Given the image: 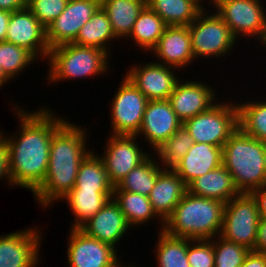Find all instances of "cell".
<instances>
[{
  "instance_id": "f35d334b",
  "label": "cell",
  "mask_w": 266,
  "mask_h": 267,
  "mask_svg": "<svg viewBox=\"0 0 266 267\" xmlns=\"http://www.w3.org/2000/svg\"><path fill=\"white\" fill-rule=\"evenodd\" d=\"M3 135L4 133L2 132V135L0 136V180L6 178L7 185L12 187L9 170V150Z\"/></svg>"
},
{
  "instance_id": "d6a6232c",
  "label": "cell",
  "mask_w": 266,
  "mask_h": 267,
  "mask_svg": "<svg viewBox=\"0 0 266 267\" xmlns=\"http://www.w3.org/2000/svg\"><path fill=\"white\" fill-rule=\"evenodd\" d=\"M237 106L239 128L246 135L266 143V100L243 101Z\"/></svg>"
},
{
  "instance_id": "f1b7e54d",
  "label": "cell",
  "mask_w": 266,
  "mask_h": 267,
  "mask_svg": "<svg viewBox=\"0 0 266 267\" xmlns=\"http://www.w3.org/2000/svg\"><path fill=\"white\" fill-rule=\"evenodd\" d=\"M167 25L163 19L146 6L137 17L129 37L142 50L152 51L158 44Z\"/></svg>"
},
{
  "instance_id": "ee69618b",
  "label": "cell",
  "mask_w": 266,
  "mask_h": 267,
  "mask_svg": "<svg viewBox=\"0 0 266 267\" xmlns=\"http://www.w3.org/2000/svg\"><path fill=\"white\" fill-rule=\"evenodd\" d=\"M10 14L9 11L0 10V42L5 41Z\"/></svg>"
},
{
  "instance_id": "ab89813d",
  "label": "cell",
  "mask_w": 266,
  "mask_h": 267,
  "mask_svg": "<svg viewBox=\"0 0 266 267\" xmlns=\"http://www.w3.org/2000/svg\"><path fill=\"white\" fill-rule=\"evenodd\" d=\"M254 251L266 254V218L261 217L257 227Z\"/></svg>"
},
{
  "instance_id": "7c38bea8",
  "label": "cell",
  "mask_w": 266,
  "mask_h": 267,
  "mask_svg": "<svg viewBox=\"0 0 266 267\" xmlns=\"http://www.w3.org/2000/svg\"><path fill=\"white\" fill-rule=\"evenodd\" d=\"M110 137V138H109ZM102 159L110 182L116 186L133 168L151 154L141 150L136 135H109ZM136 142V143H135ZM140 146V147H139Z\"/></svg>"
},
{
  "instance_id": "ac0fdd59",
  "label": "cell",
  "mask_w": 266,
  "mask_h": 267,
  "mask_svg": "<svg viewBox=\"0 0 266 267\" xmlns=\"http://www.w3.org/2000/svg\"><path fill=\"white\" fill-rule=\"evenodd\" d=\"M204 82L179 80L168 98L177 118L183 123L186 120L207 111L217 102L216 91Z\"/></svg>"
},
{
  "instance_id": "603a6c76",
  "label": "cell",
  "mask_w": 266,
  "mask_h": 267,
  "mask_svg": "<svg viewBox=\"0 0 266 267\" xmlns=\"http://www.w3.org/2000/svg\"><path fill=\"white\" fill-rule=\"evenodd\" d=\"M187 191L197 196L218 200L225 204L240 194L234 185L232 175L223 164L207 174L194 179L187 186Z\"/></svg>"
},
{
  "instance_id": "9c48e42d",
  "label": "cell",
  "mask_w": 266,
  "mask_h": 267,
  "mask_svg": "<svg viewBox=\"0 0 266 267\" xmlns=\"http://www.w3.org/2000/svg\"><path fill=\"white\" fill-rule=\"evenodd\" d=\"M212 6L237 40L239 36L241 39L248 36L263 45L266 40V10L260 0H215Z\"/></svg>"
},
{
  "instance_id": "f6af8a7d",
  "label": "cell",
  "mask_w": 266,
  "mask_h": 267,
  "mask_svg": "<svg viewBox=\"0 0 266 267\" xmlns=\"http://www.w3.org/2000/svg\"><path fill=\"white\" fill-rule=\"evenodd\" d=\"M11 81V79L6 75V73L3 71L2 67L0 66V88L4 86V84H7V81Z\"/></svg>"
},
{
  "instance_id": "bcb514c9",
  "label": "cell",
  "mask_w": 266,
  "mask_h": 267,
  "mask_svg": "<svg viewBox=\"0 0 266 267\" xmlns=\"http://www.w3.org/2000/svg\"><path fill=\"white\" fill-rule=\"evenodd\" d=\"M196 3H198L203 9H204V4L202 5V1L204 2L205 0H194ZM214 2H215V0H210V4L212 3L213 5H214Z\"/></svg>"
},
{
  "instance_id": "cb8c5ba5",
  "label": "cell",
  "mask_w": 266,
  "mask_h": 267,
  "mask_svg": "<svg viewBox=\"0 0 266 267\" xmlns=\"http://www.w3.org/2000/svg\"><path fill=\"white\" fill-rule=\"evenodd\" d=\"M100 6L109 18L115 37L128 39L147 0H100Z\"/></svg>"
},
{
  "instance_id": "9a60e30c",
  "label": "cell",
  "mask_w": 266,
  "mask_h": 267,
  "mask_svg": "<svg viewBox=\"0 0 266 267\" xmlns=\"http://www.w3.org/2000/svg\"><path fill=\"white\" fill-rule=\"evenodd\" d=\"M41 235L33 227L0 236V267H37Z\"/></svg>"
},
{
  "instance_id": "52a82bcc",
  "label": "cell",
  "mask_w": 266,
  "mask_h": 267,
  "mask_svg": "<svg viewBox=\"0 0 266 267\" xmlns=\"http://www.w3.org/2000/svg\"><path fill=\"white\" fill-rule=\"evenodd\" d=\"M207 11L210 10L204 8L188 26L194 58L226 57L238 40L216 11L211 15Z\"/></svg>"
},
{
  "instance_id": "83f0119b",
  "label": "cell",
  "mask_w": 266,
  "mask_h": 267,
  "mask_svg": "<svg viewBox=\"0 0 266 267\" xmlns=\"http://www.w3.org/2000/svg\"><path fill=\"white\" fill-rule=\"evenodd\" d=\"M167 26H189L203 10L194 0H147Z\"/></svg>"
},
{
  "instance_id": "8fae6325",
  "label": "cell",
  "mask_w": 266,
  "mask_h": 267,
  "mask_svg": "<svg viewBox=\"0 0 266 267\" xmlns=\"http://www.w3.org/2000/svg\"><path fill=\"white\" fill-rule=\"evenodd\" d=\"M67 263L69 267H123L117 249L98 239L87 236L79 228L69 231ZM122 264V265H121Z\"/></svg>"
},
{
  "instance_id": "e575fe53",
  "label": "cell",
  "mask_w": 266,
  "mask_h": 267,
  "mask_svg": "<svg viewBox=\"0 0 266 267\" xmlns=\"http://www.w3.org/2000/svg\"><path fill=\"white\" fill-rule=\"evenodd\" d=\"M35 61L36 57L25 48L6 41L0 42V66L10 79L17 78Z\"/></svg>"
},
{
  "instance_id": "1f68e13d",
  "label": "cell",
  "mask_w": 266,
  "mask_h": 267,
  "mask_svg": "<svg viewBox=\"0 0 266 267\" xmlns=\"http://www.w3.org/2000/svg\"><path fill=\"white\" fill-rule=\"evenodd\" d=\"M156 247L158 267H191L187 258V239L159 230Z\"/></svg>"
},
{
  "instance_id": "ffe728a7",
  "label": "cell",
  "mask_w": 266,
  "mask_h": 267,
  "mask_svg": "<svg viewBox=\"0 0 266 267\" xmlns=\"http://www.w3.org/2000/svg\"><path fill=\"white\" fill-rule=\"evenodd\" d=\"M150 53L155 54L158 63L162 65L174 67L176 70L188 67L195 60L188 26H167Z\"/></svg>"
},
{
  "instance_id": "ba28073f",
  "label": "cell",
  "mask_w": 266,
  "mask_h": 267,
  "mask_svg": "<svg viewBox=\"0 0 266 267\" xmlns=\"http://www.w3.org/2000/svg\"><path fill=\"white\" fill-rule=\"evenodd\" d=\"M260 218L256 199L240 193L225 204L220 236L254 250Z\"/></svg>"
},
{
  "instance_id": "6da1fadb",
  "label": "cell",
  "mask_w": 266,
  "mask_h": 267,
  "mask_svg": "<svg viewBox=\"0 0 266 267\" xmlns=\"http://www.w3.org/2000/svg\"><path fill=\"white\" fill-rule=\"evenodd\" d=\"M15 109L21 128L11 136H4L9 150L10 178L12 186L33 193L46 177L51 137L66 119L47 106L39 107L36 112L18 106Z\"/></svg>"
},
{
  "instance_id": "836d02e7",
  "label": "cell",
  "mask_w": 266,
  "mask_h": 267,
  "mask_svg": "<svg viewBox=\"0 0 266 267\" xmlns=\"http://www.w3.org/2000/svg\"><path fill=\"white\" fill-rule=\"evenodd\" d=\"M194 143V139L182 125L170 138L154 150L153 156L154 154L158 155L157 158L161 162L158 164H161L163 169H173Z\"/></svg>"
},
{
  "instance_id": "d590c367",
  "label": "cell",
  "mask_w": 266,
  "mask_h": 267,
  "mask_svg": "<svg viewBox=\"0 0 266 267\" xmlns=\"http://www.w3.org/2000/svg\"><path fill=\"white\" fill-rule=\"evenodd\" d=\"M214 267H241L250 250L234 242L222 238H213Z\"/></svg>"
},
{
  "instance_id": "c3c4849f",
  "label": "cell",
  "mask_w": 266,
  "mask_h": 267,
  "mask_svg": "<svg viewBox=\"0 0 266 267\" xmlns=\"http://www.w3.org/2000/svg\"><path fill=\"white\" fill-rule=\"evenodd\" d=\"M264 45H263V48H264V46H265V48H266V40H265V42L263 43Z\"/></svg>"
},
{
  "instance_id": "3957f363",
  "label": "cell",
  "mask_w": 266,
  "mask_h": 267,
  "mask_svg": "<svg viewBox=\"0 0 266 267\" xmlns=\"http://www.w3.org/2000/svg\"><path fill=\"white\" fill-rule=\"evenodd\" d=\"M225 203L188 191L165 220L163 230L190 240H209L220 235Z\"/></svg>"
},
{
  "instance_id": "7bdbcfd3",
  "label": "cell",
  "mask_w": 266,
  "mask_h": 267,
  "mask_svg": "<svg viewBox=\"0 0 266 267\" xmlns=\"http://www.w3.org/2000/svg\"><path fill=\"white\" fill-rule=\"evenodd\" d=\"M27 8V0H0V10L16 12Z\"/></svg>"
},
{
  "instance_id": "5b68a950",
  "label": "cell",
  "mask_w": 266,
  "mask_h": 267,
  "mask_svg": "<svg viewBox=\"0 0 266 267\" xmlns=\"http://www.w3.org/2000/svg\"><path fill=\"white\" fill-rule=\"evenodd\" d=\"M110 56L96 47L74 43L58 45L50 49L47 59V80L51 83L86 77L102 76L109 70Z\"/></svg>"
},
{
  "instance_id": "f546056e",
  "label": "cell",
  "mask_w": 266,
  "mask_h": 267,
  "mask_svg": "<svg viewBox=\"0 0 266 267\" xmlns=\"http://www.w3.org/2000/svg\"><path fill=\"white\" fill-rule=\"evenodd\" d=\"M91 150L79 166L72 190H114L102 159Z\"/></svg>"
},
{
  "instance_id": "4fadbf2b",
  "label": "cell",
  "mask_w": 266,
  "mask_h": 267,
  "mask_svg": "<svg viewBox=\"0 0 266 267\" xmlns=\"http://www.w3.org/2000/svg\"><path fill=\"white\" fill-rule=\"evenodd\" d=\"M100 7V0H68L64 11L46 28L49 48L72 43Z\"/></svg>"
},
{
  "instance_id": "4316f807",
  "label": "cell",
  "mask_w": 266,
  "mask_h": 267,
  "mask_svg": "<svg viewBox=\"0 0 266 267\" xmlns=\"http://www.w3.org/2000/svg\"><path fill=\"white\" fill-rule=\"evenodd\" d=\"M118 40L112 31L106 12L100 6L87 21L72 42L80 46L96 47L110 54L109 43ZM108 44V45H107Z\"/></svg>"
},
{
  "instance_id": "7a4b0ae2",
  "label": "cell",
  "mask_w": 266,
  "mask_h": 267,
  "mask_svg": "<svg viewBox=\"0 0 266 267\" xmlns=\"http://www.w3.org/2000/svg\"><path fill=\"white\" fill-rule=\"evenodd\" d=\"M66 121L51 137L46 177L32 193L39 205L49 208L75 185L81 162L91 152L87 149V129Z\"/></svg>"
},
{
  "instance_id": "44dd1931",
  "label": "cell",
  "mask_w": 266,
  "mask_h": 267,
  "mask_svg": "<svg viewBox=\"0 0 266 267\" xmlns=\"http://www.w3.org/2000/svg\"><path fill=\"white\" fill-rule=\"evenodd\" d=\"M220 165H222V147L208 143H194L173 170L188 186L194 179Z\"/></svg>"
},
{
  "instance_id": "d6986e66",
  "label": "cell",
  "mask_w": 266,
  "mask_h": 267,
  "mask_svg": "<svg viewBox=\"0 0 266 267\" xmlns=\"http://www.w3.org/2000/svg\"><path fill=\"white\" fill-rule=\"evenodd\" d=\"M79 229L87 236L116 248L122 237L127 234L126 232L130 229V226L120 206L112 197L100 211L86 221Z\"/></svg>"
},
{
  "instance_id": "484cf974",
  "label": "cell",
  "mask_w": 266,
  "mask_h": 267,
  "mask_svg": "<svg viewBox=\"0 0 266 267\" xmlns=\"http://www.w3.org/2000/svg\"><path fill=\"white\" fill-rule=\"evenodd\" d=\"M113 199L120 206L127 223L132 229L135 226L141 227L143 224L151 222L150 220L158 218L162 227L160 230H163L164 221L153 210L148 196L124 190H113Z\"/></svg>"
},
{
  "instance_id": "8992f818",
  "label": "cell",
  "mask_w": 266,
  "mask_h": 267,
  "mask_svg": "<svg viewBox=\"0 0 266 267\" xmlns=\"http://www.w3.org/2000/svg\"><path fill=\"white\" fill-rule=\"evenodd\" d=\"M225 101L214 104L210 109L186 120V128L195 143H208L222 147L238 129L237 103Z\"/></svg>"
},
{
  "instance_id": "4dcf8cb0",
  "label": "cell",
  "mask_w": 266,
  "mask_h": 267,
  "mask_svg": "<svg viewBox=\"0 0 266 267\" xmlns=\"http://www.w3.org/2000/svg\"><path fill=\"white\" fill-rule=\"evenodd\" d=\"M163 168L158 165L151 155L140 165L133 168L119 183L114 190H124L132 193L149 196L159 173Z\"/></svg>"
},
{
  "instance_id": "5bb4252c",
  "label": "cell",
  "mask_w": 266,
  "mask_h": 267,
  "mask_svg": "<svg viewBox=\"0 0 266 267\" xmlns=\"http://www.w3.org/2000/svg\"><path fill=\"white\" fill-rule=\"evenodd\" d=\"M5 41L25 48L37 59L42 56L40 59L46 61L49 57L46 28L28 8L11 12Z\"/></svg>"
},
{
  "instance_id": "277c9868",
  "label": "cell",
  "mask_w": 266,
  "mask_h": 267,
  "mask_svg": "<svg viewBox=\"0 0 266 267\" xmlns=\"http://www.w3.org/2000/svg\"><path fill=\"white\" fill-rule=\"evenodd\" d=\"M222 164L239 193L251 194L266 185V143L239 127L223 145Z\"/></svg>"
},
{
  "instance_id": "d4e9b609",
  "label": "cell",
  "mask_w": 266,
  "mask_h": 267,
  "mask_svg": "<svg viewBox=\"0 0 266 267\" xmlns=\"http://www.w3.org/2000/svg\"><path fill=\"white\" fill-rule=\"evenodd\" d=\"M113 197V190H71L61 201L69 204L74 223L71 228H80L86 221L100 211ZM64 199V200H63Z\"/></svg>"
},
{
  "instance_id": "7402d4cb",
  "label": "cell",
  "mask_w": 266,
  "mask_h": 267,
  "mask_svg": "<svg viewBox=\"0 0 266 267\" xmlns=\"http://www.w3.org/2000/svg\"><path fill=\"white\" fill-rule=\"evenodd\" d=\"M186 191L187 186L173 169H163L148 197L155 213L165 222Z\"/></svg>"
},
{
  "instance_id": "60d3db41",
  "label": "cell",
  "mask_w": 266,
  "mask_h": 267,
  "mask_svg": "<svg viewBox=\"0 0 266 267\" xmlns=\"http://www.w3.org/2000/svg\"><path fill=\"white\" fill-rule=\"evenodd\" d=\"M241 267H266V254L250 250Z\"/></svg>"
},
{
  "instance_id": "2e32d148",
  "label": "cell",
  "mask_w": 266,
  "mask_h": 267,
  "mask_svg": "<svg viewBox=\"0 0 266 267\" xmlns=\"http://www.w3.org/2000/svg\"><path fill=\"white\" fill-rule=\"evenodd\" d=\"M140 65L133 64L125 76L148 100L168 99L180 80L174 72L175 68L156 61Z\"/></svg>"
},
{
  "instance_id": "7dc6e473",
  "label": "cell",
  "mask_w": 266,
  "mask_h": 267,
  "mask_svg": "<svg viewBox=\"0 0 266 267\" xmlns=\"http://www.w3.org/2000/svg\"><path fill=\"white\" fill-rule=\"evenodd\" d=\"M124 267H127V265H126V266H124ZM128 267H136V266H134V265H130V266H129V265H128Z\"/></svg>"
},
{
  "instance_id": "b9f144b4",
  "label": "cell",
  "mask_w": 266,
  "mask_h": 267,
  "mask_svg": "<svg viewBox=\"0 0 266 267\" xmlns=\"http://www.w3.org/2000/svg\"><path fill=\"white\" fill-rule=\"evenodd\" d=\"M251 194L257 201L260 217L266 218V185L254 190Z\"/></svg>"
},
{
  "instance_id": "e0dca14e",
  "label": "cell",
  "mask_w": 266,
  "mask_h": 267,
  "mask_svg": "<svg viewBox=\"0 0 266 267\" xmlns=\"http://www.w3.org/2000/svg\"><path fill=\"white\" fill-rule=\"evenodd\" d=\"M182 122L177 118L168 99L149 100L138 136H144L153 151L170 138Z\"/></svg>"
},
{
  "instance_id": "30bf717a",
  "label": "cell",
  "mask_w": 266,
  "mask_h": 267,
  "mask_svg": "<svg viewBox=\"0 0 266 267\" xmlns=\"http://www.w3.org/2000/svg\"><path fill=\"white\" fill-rule=\"evenodd\" d=\"M121 82L110 104V134L137 135L149 100L126 76Z\"/></svg>"
},
{
  "instance_id": "74e56055",
  "label": "cell",
  "mask_w": 266,
  "mask_h": 267,
  "mask_svg": "<svg viewBox=\"0 0 266 267\" xmlns=\"http://www.w3.org/2000/svg\"><path fill=\"white\" fill-rule=\"evenodd\" d=\"M187 258L191 267H214L213 239H187Z\"/></svg>"
},
{
  "instance_id": "8d00e7d4",
  "label": "cell",
  "mask_w": 266,
  "mask_h": 267,
  "mask_svg": "<svg viewBox=\"0 0 266 267\" xmlns=\"http://www.w3.org/2000/svg\"><path fill=\"white\" fill-rule=\"evenodd\" d=\"M68 0H27V8L47 28L65 9Z\"/></svg>"
}]
</instances>
